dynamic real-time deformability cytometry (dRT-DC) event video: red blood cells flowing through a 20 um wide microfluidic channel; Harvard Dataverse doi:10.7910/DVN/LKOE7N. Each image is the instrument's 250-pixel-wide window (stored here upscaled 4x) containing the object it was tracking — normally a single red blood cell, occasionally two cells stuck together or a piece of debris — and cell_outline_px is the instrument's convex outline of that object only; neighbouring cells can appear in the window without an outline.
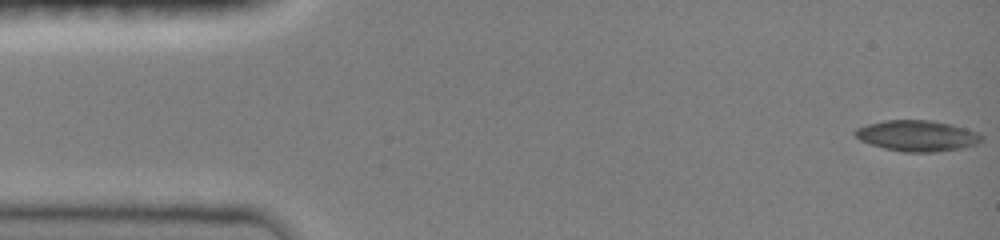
{"species": "common noctule bat (a hibernating species)", "species_latin": "Nyctalus noctula", "temperature_condition": "room temperature", "stored_images_in_passage": 19, "camera_frame_rate_fps": 3000, "um_per_image_px": 0.085, "animal": {"sex": "female", "body_mass_g": 19.0, "forearm_length_mm": 51.5}, "frame": {"image": 1, "passage_image": 1, "time_ms": 0.0, "image_size_px": [1000, 240], "cell_outline_px": [[984, 140], [976, 144], [964, 148], [936, 152], [904, 152], [884, 148], [860, 140], [852, 132], [856, 128], [868, 124], [884, 120], [928, 120], [952, 124], [980, 132], [984, 136]], "centroid_in_image_um": [78.01, 11.54], "position_along_channel_um": 7.0, "area_um2": 23.0}}
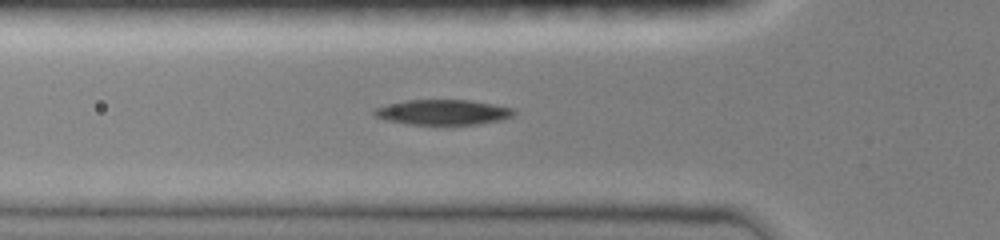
{"frame": {"image": 2, "passage_image": 11, "time_ms": 5.0, "image_size_px": [1000, 240], "cell_outline_px": [[516, 112], [512, 116], [504, 120], [480, 124], [408, 124], [384, 120], [376, 116], [372, 112], [376, 108], [388, 104], [408, 100], [468, 100], [492, 104], [512, 108]], "centroid_in_image_um": [37.66, 9.54], "position_along_channel_um": 88.1, "area_um2": 20.4}}
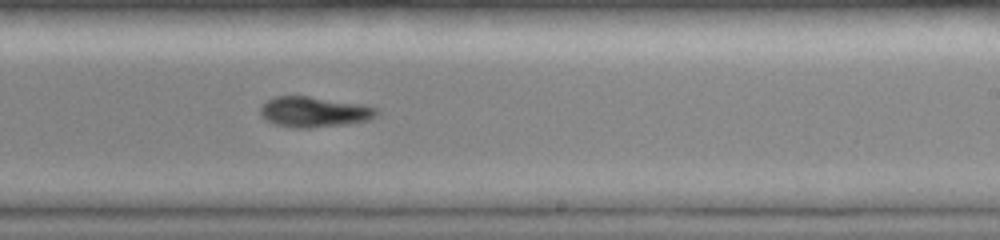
{"frame": {"image": 3, "passage_image": 19, "time_ms": 9.333, "image_size_px": [1000, 240], "cell_outline_px": [[380, 112], [376, 116], [368, 120], [348, 124], [308, 128], [296, 128], [276, 124], [268, 120], [260, 112], [260, 108], [268, 100], [276, 96], [308, 96], [364, 104], [376, 108]], "centroid_in_image_um": [26.76, 9.51], "position_along_channel_um": 262.2, "area_um2": 20.52}}